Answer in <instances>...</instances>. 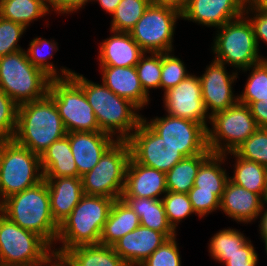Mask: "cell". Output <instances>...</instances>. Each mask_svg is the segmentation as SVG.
Instances as JSON below:
<instances>
[{"label":"cell","mask_w":267,"mask_h":266,"mask_svg":"<svg viewBox=\"0 0 267 266\" xmlns=\"http://www.w3.org/2000/svg\"><path fill=\"white\" fill-rule=\"evenodd\" d=\"M70 77L83 89L100 130L116 140H127L142 120L140 110L103 83H94L75 71Z\"/></svg>","instance_id":"cell-1"},{"label":"cell","mask_w":267,"mask_h":266,"mask_svg":"<svg viewBox=\"0 0 267 266\" xmlns=\"http://www.w3.org/2000/svg\"><path fill=\"white\" fill-rule=\"evenodd\" d=\"M67 134L53 99L45 97L18 106L12 140L31 152L41 154Z\"/></svg>","instance_id":"cell-2"},{"label":"cell","mask_w":267,"mask_h":266,"mask_svg":"<svg viewBox=\"0 0 267 266\" xmlns=\"http://www.w3.org/2000/svg\"><path fill=\"white\" fill-rule=\"evenodd\" d=\"M113 203L112 198L84 194L71 214L59 225L56 243L62 245L55 247L53 253L62 256L77 246L99 244Z\"/></svg>","instance_id":"cell-3"},{"label":"cell","mask_w":267,"mask_h":266,"mask_svg":"<svg viewBox=\"0 0 267 266\" xmlns=\"http://www.w3.org/2000/svg\"><path fill=\"white\" fill-rule=\"evenodd\" d=\"M0 211L15 224L38 234L55 248L59 225L50 211L49 189L45 179L6 198L0 204Z\"/></svg>","instance_id":"cell-4"},{"label":"cell","mask_w":267,"mask_h":266,"mask_svg":"<svg viewBox=\"0 0 267 266\" xmlns=\"http://www.w3.org/2000/svg\"><path fill=\"white\" fill-rule=\"evenodd\" d=\"M50 81L28 60L25 49L0 57V89L18 106L45 97Z\"/></svg>","instance_id":"cell-5"},{"label":"cell","mask_w":267,"mask_h":266,"mask_svg":"<svg viewBox=\"0 0 267 266\" xmlns=\"http://www.w3.org/2000/svg\"><path fill=\"white\" fill-rule=\"evenodd\" d=\"M215 34L211 47L214 60L236 71L267 59L260 54L252 25L244 14L217 28Z\"/></svg>","instance_id":"cell-6"},{"label":"cell","mask_w":267,"mask_h":266,"mask_svg":"<svg viewBox=\"0 0 267 266\" xmlns=\"http://www.w3.org/2000/svg\"><path fill=\"white\" fill-rule=\"evenodd\" d=\"M44 179L40 156L14 142L0 140V204Z\"/></svg>","instance_id":"cell-7"},{"label":"cell","mask_w":267,"mask_h":266,"mask_svg":"<svg viewBox=\"0 0 267 266\" xmlns=\"http://www.w3.org/2000/svg\"><path fill=\"white\" fill-rule=\"evenodd\" d=\"M53 248L38 234L23 229L0 211V264L45 266Z\"/></svg>","instance_id":"cell-8"},{"label":"cell","mask_w":267,"mask_h":266,"mask_svg":"<svg viewBox=\"0 0 267 266\" xmlns=\"http://www.w3.org/2000/svg\"><path fill=\"white\" fill-rule=\"evenodd\" d=\"M130 157L127 140H116L104 152L99 162L81 177L84 194L120 199Z\"/></svg>","instance_id":"cell-9"},{"label":"cell","mask_w":267,"mask_h":266,"mask_svg":"<svg viewBox=\"0 0 267 266\" xmlns=\"http://www.w3.org/2000/svg\"><path fill=\"white\" fill-rule=\"evenodd\" d=\"M207 129L208 149L215 154L234 151L259 127L248 105L236 103L234 106L211 116Z\"/></svg>","instance_id":"cell-10"},{"label":"cell","mask_w":267,"mask_h":266,"mask_svg":"<svg viewBox=\"0 0 267 266\" xmlns=\"http://www.w3.org/2000/svg\"><path fill=\"white\" fill-rule=\"evenodd\" d=\"M53 99L67 133L101 131L83 89L71 78L51 79Z\"/></svg>","instance_id":"cell-11"},{"label":"cell","mask_w":267,"mask_h":266,"mask_svg":"<svg viewBox=\"0 0 267 266\" xmlns=\"http://www.w3.org/2000/svg\"><path fill=\"white\" fill-rule=\"evenodd\" d=\"M179 19L182 17L177 10L150 4L129 33L146 53L174 51L173 36Z\"/></svg>","instance_id":"cell-12"},{"label":"cell","mask_w":267,"mask_h":266,"mask_svg":"<svg viewBox=\"0 0 267 266\" xmlns=\"http://www.w3.org/2000/svg\"><path fill=\"white\" fill-rule=\"evenodd\" d=\"M142 120L185 157L202 154L208 149L207 130L199 123L168 114L150 120L143 115Z\"/></svg>","instance_id":"cell-13"},{"label":"cell","mask_w":267,"mask_h":266,"mask_svg":"<svg viewBox=\"0 0 267 266\" xmlns=\"http://www.w3.org/2000/svg\"><path fill=\"white\" fill-rule=\"evenodd\" d=\"M127 142L131 157L137 163L165 173L185 158L179 149L165 142L143 120Z\"/></svg>","instance_id":"cell-14"},{"label":"cell","mask_w":267,"mask_h":266,"mask_svg":"<svg viewBox=\"0 0 267 266\" xmlns=\"http://www.w3.org/2000/svg\"><path fill=\"white\" fill-rule=\"evenodd\" d=\"M163 95L166 114L194 121L201 124L206 130L208 129L211 117L202 99L199 76L189 74L178 85L164 92Z\"/></svg>","instance_id":"cell-15"},{"label":"cell","mask_w":267,"mask_h":266,"mask_svg":"<svg viewBox=\"0 0 267 266\" xmlns=\"http://www.w3.org/2000/svg\"><path fill=\"white\" fill-rule=\"evenodd\" d=\"M225 66L213 59L210 65L206 66L204 73L199 76L202 99L210 117L239 102V96L238 94L235 96L232 87V84L237 81L238 71H232L231 74L227 72V66Z\"/></svg>","instance_id":"cell-16"},{"label":"cell","mask_w":267,"mask_h":266,"mask_svg":"<svg viewBox=\"0 0 267 266\" xmlns=\"http://www.w3.org/2000/svg\"><path fill=\"white\" fill-rule=\"evenodd\" d=\"M245 6L243 0H188L181 17L216 29L242 16Z\"/></svg>","instance_id":"cell-17"},{"label":"cell","mask_w":267,"mask_h":266,"mask_svg":"<svg viewBox=\"0 0 267 266\" xmlns=\"http://www.w3.org/2000/svg\"><path fill=\"white\" fill-rule=\"evenodd\" d=\"M168 239L164 233L140 225L112 247L128 266H139Z\"/></svg>","instance_id":"cell-18"},{"label":"cell","mask_w":267,"mask_h":266,"mask_svg":"<svg viewBox=\"0 0 267 266\" xmlns=\"http://www.w3.org/2000/svg\"><path fill=\"white\" fill-rule=\"evenodd\" d=\"M115 141L113 136L103 131L69 133L70 148L80 178L99 162Z\"/></svg>","instance_id":"cell-19"},{"label":"cell","mask_w":267,"mask_h":266,"mask_svg":"<svg viewBox=\"0 0 267 266\" xmlns=\"http://www.w3.org/2000/svg\"><path fill=\"white\" fill-rule=\"evenodd\" d=\"M166 193L165 172L144 166L130 157L121 197L162 199Z\"/></svg>","instance_id":"cell-20"},{"label":"cell","mask_w":267,"mask_h":266,"mask_svg":"<svg viewBox=\"0 0 267 266\" xmlns=\"http://www.w3.org/2000/svg\"><path fill=\"white\" fill-rule=\"evenodd\" d=\"M265 200L255 192L227 181L220 199V210L237 223H252L262 212Z\"/></svg>","instance_id":"cell-21"},{"label":"cell","mask_w":267,"mask_h":266,"mask_svg":"<svg viewBox=\"0 0 267 266\" xmlns=\"http://www.w3.org/2000/svg\"><path fill=\"white\" fill-rule=\"evenodd\" d=\"M102 83L117 96L130 101L139 110L150 102L139 80L136 67L99 66Z\"/></svg>","instance_id":"cell-22"},{"label":"cell","mask_w":267,"mask_h":266,"mask_svg":"<svg viewBox=\"0 0 267 266\" xmlns=\"http://www.w3.org/2000/svg\"><path fill=\"white\" fill-rule=\"evenodd\" d=\"M110 32L113 34L100 42L99 66L135 67L145 52L129 32Z\"/></svg>","instance_id":"cell-23"},{"label":"cell","mask_w":267,"mask_h":266,"mask_svg":"<svg viewBox=\"0 0 267 266\" xmlns=\"http://www.w3.org/2000/svg\"><path fill=\"white\" fill-rule=\"evenodd\" d=\"M50 196V211L60 225L84 195L80 177H44Z\"/></svg>","instance_id":"cell-24"},{"label":"cell","mask_w":267,"mask_h":266,"mask_svg":"<svg viewBox=\"0 0 267 266\" xmlns=\"http://www.w3.org/2000/svg\"><path fill=\"white\" fill-rule=\"evenodd\" d=\"M43 177H79L69 133L53 142L40 156Z\"/></svg>","instance_id":"cell-25"},{"label":"cell","mask_w":267,"mask_h":266,"mask_svg":"<svg viewBox=\"0 0 267 266\" xmlns=\"http://www.w3.org/2000/svg\"><path fill=\"white\" fill-rule=\"evenodd\" d=\"M121 199L138 215L140 225L164 233L168 238L177 236L168 222L161 199L121 197Z\"/></svg>","instance_id":"cell-26"},{"label":"cell","mask_w":267,"mask_h":266,"mask_svg":"<svg viewBox=\"0 0 267 266\" xmlns=\"http://www.w3.org/2000/svg\"><path fill=\"white\" fill-rule=\"evenodd\" d=\"M139 226L138 215L121 198L116 199L104 224L99 244L112 247L120 238Z\"/></svg>","instance_id":"cell-27"},{"label":"cell","mask_w":267,"mask_h":266,"mask_svg":"<svg viewBox=\"0 0 267 266\" xmlns=\"http://www.w3.org/2000/svg\"><path fill=\"white\" fill-rule=\"evenodd\" d=\"M62 256L72 266H128L113 247L101 244L77 246Z\"/></svg>","instance_id":"cell-28"},{"label":"cell","mask_w":267,"mask_h":266,"mask_svg":"<svg viewBox=\"0 0 267 266\" xmlns=\"http://www.w3.org/2000/svg\"><path fill=\"white\" fill-rule=\"evenodd\" d=\"M233 155L235 163L233 165V176L229 179L243 188L259 194L267 201V167L259 163L245 160L239 157L234 151L225 153Z\"/></svg>","instance_id":"cell-29"},{"label":"cell","mask_w":267,"mask_h":266,"mask_svg":"<svg viewBox=\"0 0 267 266\" xmlns=\"http://www.w3.org/2000/svg\"><path fill=\"white\" fill-rule=\"evenodd\" d=\"M228 159L227 154L212 153L201 165L197 172L193 186L197 191H213L220 199L225 185L229 180V174L224 167Z\"/></svg>","instance_id":"cell-30"},{"label":"cell","mask_w":267,"mask_h":266,"mask_svg":"<svg viewBox=\"0 0 267 266\" xmlns=\"http://www.w3.org/2000/svg\"><path fill=\"white\" fill-rule=\"evenodd\" d=\"M212 154L207 149L204 153L185 157L165 173L167 191L188 194L193 187L200 165Z\"/></svg>","instance_id":"cell-31"},{"label":"cell","mask_w":267,"mask_h":266,"mask_svg":"<svg viewBox=\"0 0 267 266\" xmlns=\"http://www.w3.org/2000/svg\"><path fill=\"white\" fill-rule=\"evenodd\" d=\"M29 43V48L25 50L28 60L51 79H63L72 75L73 70L63 66L62 68L60 67L59 70L53 62L48 61L53 58V53L59 50L58 43L56 41L36 37Z\"/></svg>","instance_id":"cell-32"},{"label":"cell","mask_w":267,"mask_h":266,"mask_svg":"<svg viewBox=\"0 0 267 266\" xmlns=\"http://www.w3.org/2000/svg\"><path fill=\"white\" fill-rule=\"evenodd\" d=\"M49 13L46 0H0V16L22 24L26 29Z\"/></svg>","instance_id":"cell-33"},{"label":"cell","mask_w":267,"mask_h":266,"mask_svg":"<svg viewBox=\"0 0 267 266\" xmlns=\"http://www.w3.org/2000/svg\"><path fill=\"white\" fill-rule=\"evenodd\" d=\"M248 237L240 230L224 228L211 237L208 243L209 254L212 259L223 264L228 260V256L238 252L248 241Z\"/></svg>","instance_id":"cell-34"},{"label":"cell","mask_w":267,"mask_h":266,"mask_svg":"<svg viewBox=\"0 0 267 266\" xmlns=\"http://www.w3.org/2000/svg\"><path fill=\"white\" fill-rule=\"evenodd\" d=\"M150 4V0H121L112 13L110 31L130 32Z\"/></svg>","instance_id":"cell-35"},{"label":"cell","mask_w":267,"mask_h":266,"mask_svg":"<svg viewBox=\"0 0 267 266\" xmlns=\"http://www.w3.org/2000/svg\"><path fill=\"white\" fill-rule=\"evenodd\" d=\"M243 92L239 94V103L248 105L250 102L267 100V59L242 70L250 71Z\"/></svg>","instance_id":"cell-36"},{"label":"cell","mask_w":267,"mask_h":266,"mask_svg":"<svg viewBox=\"0 0 267 266\" xmlns=\"http://www.w3.org/2000/svg\"><path fill=\"white\" fill-rule=\"evenodd\" d=\"M135 67L140 83L148 95H150L149 90L160 88L162 53L145 52Z\"/></svg>","instance_id":"cell-37"},{"label":"cell","mask_w":267,"mask_h":266,"mask_svg":"<svg viewBox=\"0 0 267 266\" xmlns=\"http://www.w3.org/2000/svg\"><path fill=\"white\" fill-rule=\"evenodd\" d=\"M234 152L245 160L267 167V128L259 127Z\"/></svg>","instance_id":"cell-38"},{"label":"cell","mask_w":267,"mask_h":266,"mask_svg":"<svg viewBox=\"0 0 267 266\" xmlns=\"http://www.w3.org/2000/svg\"><path fill=\"white\" fill-rule=\"evenodd\" d=\"M161 200L164 205L168 222L176 232L179 223L183 219L192 214H196L188 194L167 191Z\"/></svg>","instance_id":"cell-39"},{"label":"cell","mask_w":267,"mask_h":266,"mask_svg":"<svg viewBox=\"0 0 267 266\" xmlns=\"http://www.w3.org/2000/svg\"><path fill=\"white\" fill-rule=\"evenodd\" d=\"M170 52L162 53V70L160 89L164 92L178 85L190 73L186 70L183 60Z\"/></svg>","instance_id":"cell-40"},{"label":"cell","mask_w":267,"mask_h":266,"mask_svg":"<svg viewBox=\"0 0 267 266\" xmlns=\"http://www.w3.org/2000/svg\"><path fill=\"white\" fill-rule=\"evenodd\" d=\"M26 30L22 24L0 16V57L23 50L18 42Z\"/></svg>","instance_id":"cell-41"},{"label":"cell","mask_w":267,"mask_h":266,"mask_svg":"<svg viewBox=\"0 0 267 266\" xmlns=\"http://www.w3.org/2000/svg\"><path fill=\"white\" fill-rule=\"evenodd\" d=\"M176 237L165 241L139 266H182Z\"/></svg>","instance_id":"cell-42"},{"label":"cell","mask_w":267,"mask_h":266,"mask_svg":"<svg viewBox=\"0 0 267 266\" xmlns=\"http://www.w3.org/2000/svg\"><path fill=\"white\" fill-rule=\"evenodd\" d=\"M17 113L18 105L0 89V140L13 138Z\"/></svg>","instance_id":"cell-43"},{"label":"cell","mask_w":267,"mask_h":266,"mask_svg":"<svg viewBox=\"0 0 267 266\" xmlns=\"http://www.w3.org/2000/svg\"><path fill=\"white\" fill-rule=\"evenodd\" d=\"M188 196L196 215L201 219L220 210V198L213 191H197V187L193 186Z\"/></svg>","instance_id":"cell-44"},{"label":"cell","mask_w":267,"mask_h":266,"mask_svg":"<svg viewBox=\"0 0 267 266\" xmlns=\"http://www.w3.org/2000/svg\"><path fill=\"white\" fill-rule=\"evenodd\" d=\"M244 15L252 25L258 48H260V41L267 44V11L245 6Z\"/></svg>","instance_id":"cell-45"},{"label":"cell","mask_w":267,"mask_h":266,"mask_svg":"<svg viewBox=\"0 0 267 266\" xmlns=\"http://www.w3.org/2000/svg\"><path fill=\"white\" fill-rule=\"evenodd\" d=\"M248 240L238 252L231 256H228V260L224 263L225 266H257L258 264V254L255 247Z\"/></svg>","instance_id":"cell-46"},{"label":"cell","mask_w":267,"mask_h":266,"mask_svg":"<svg viewBox=\"0 0 267 266\" xmlns=\"http://www.w3.org/2000/svg\"><path fill=\"white\" fill-rule=\"evenodd\" d=\"M92 2V0H46L49 11L57 14H73L80 9H84L85 4ZM84 6V7H83Z\"/></svg>","instance_id":"cell-47"},{"label":"cell","mask_w":267,"mask_h":266,"mask_svg":"<svg viewBox=\"0 0 267 266\" xmlns=\"http://www.w3.org/2000/svg\"><path fill=\"white\" fill-rule=\"evenodd\" d=\"M248 106L257 126L267 128V100L250 102Z\"/></svg>","instance_id":"cell-48"},{"label":"cell","mask_w":267,"mask_h":266,"mask_svg":"<svg viewBox=\"0 0 267 266\" xmlns=\"http://www.w3.org/2000/svg\"><path fill=\"white\" fill-rule=\"evenodd\" d=\"M188 0H150L151 4L169 7L182 13L186 8Z\"/></svg>","instance_id":"cell-49"},{"label":"cell","mask_w":267,"mask_h":266,"mask_svg":"<svg viewBox=\"0 0 267 266\" xmlns=\"http://www.w3.org/2000/svg\"><path fill=\"white\" fill-rule=\"evenodd\" d=\"M260 219V224L258 225L259 227V234L261 235L260 237L263 238L267 236V201H265L262 212L259 215Z\"/></svg>","instance_id":"cell-50"},{"label":"cell","mask_w":267,"mask_h":266,"mask_svg":"<svg viewBox=\"0 0 267 266\" xmlns=\"http://www.w3.org/2000/svg\"><path fill=\"white\" fill-rule=\"evenodd\" d=\"M93 1H97L104 11H106L109 15H112L121 0H92V2Z\"/></svg>","instance_id":"cell-51"},{"label":"cell","mask_w":267,"mask_h":266,"mask_svg":"<svg viewBox=\"0 0 267 266\" xmlns=\"http://www.w3.org/2000/svg\"><path fill=\"white\" fill-rule=\"evenodd\" d=\"M45 266H72L63 256L53 254L46 262Z\"/></svg>","instance_id":"cell-52"},{"label":"cell","mask_w":267,"mask_h":266,"mask_svg":"<svg viewBox=\"0 0 267 266\" xmlns=\"http://www.w3.org/2000/svg\"><path fill=\"white\" fill-rule=\"evenodd\" d=\"M246 6H251L264 11H267V0H250Z\"/></svg>","instance_id":"cell-53"},{"label":"cell","mask_w":267,"mask_h":266,"mask_svg":"<svg viewBox=\"0 0 267 266\" xmlns=\"http://www.w3.org/2000/svg\"><path fill=\"white\" fill-rule=\"evenodd\" d=\"M261 240H262V241L264 242V244H265V250H266V255H267V236L263 237Z\"/></svg>","instance_id":"cell-54"},{"label":"cell","mask_w":267,"mask_h":266,"mask_svg":"<svg viewBox=\"0 0 267 266\" xmlns=\"http://www.w3.org/2000/svg\"><path fill=\"white\" fill-rule=\"evenodd\" d=\"M246 4L250 1V0H243Z\"/></svg>","instance_id":"cell-55"}]
</instances>
